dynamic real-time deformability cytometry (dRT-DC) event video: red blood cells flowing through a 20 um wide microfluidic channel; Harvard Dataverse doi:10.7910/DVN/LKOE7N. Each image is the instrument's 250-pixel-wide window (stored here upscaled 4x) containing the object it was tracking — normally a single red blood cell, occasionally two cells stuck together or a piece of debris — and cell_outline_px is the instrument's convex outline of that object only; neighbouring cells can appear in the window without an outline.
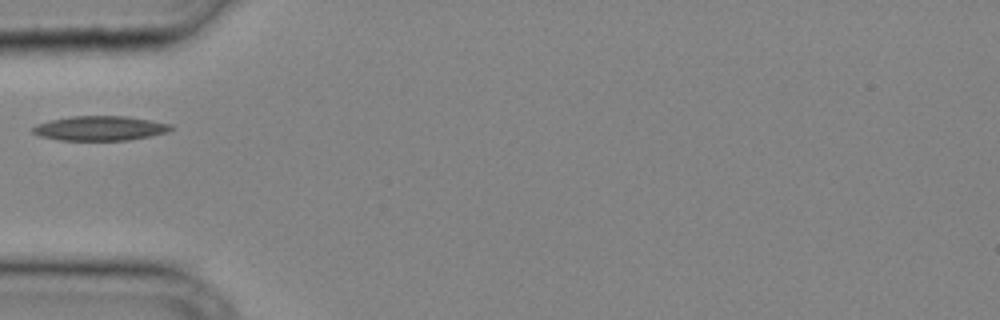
{"species": "common noctule bat (a hibernating species)", "species_latin": "Nyctalus noctula", "temperature_condition": "cold", "stored_images_in_passage": 21, "camera_frame_rate_fps": 3000, "um_per_image_px": 0.085, "animal": {"sex": "male", "body_mass_g": 20.4}, "frame": {"image": 1, "passage_image": 1, "time_ms": 0.0, "image_size_px": [1000, 320], "cell_outline_px": [[172, 128], [168, 132], [128, 140], [60, 140], [40, 136], [32, 132], [32, 128], [36, 124], [52, 120], [72, 116], [128, 116], [172, 124]], "centroid_in_image_um": [8.5, 10.9], "position_along_channel_um": 76.5, "area_um2": 19.65}}
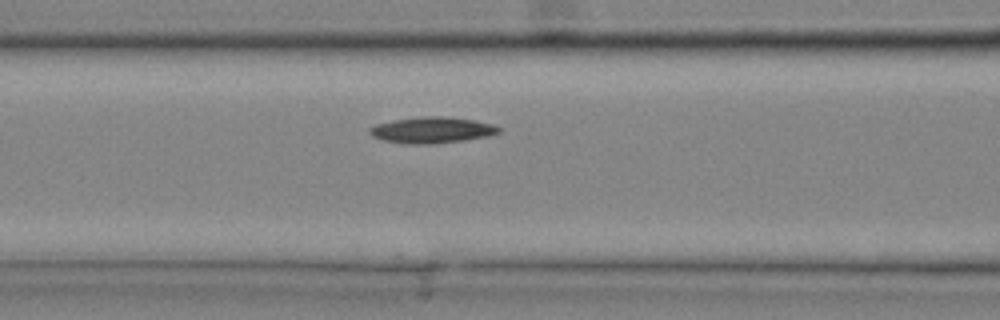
{"frame": {"image": 2, "passage_image": 4, "time_ms": 1.0, "image_size_px": [1000, 320], "cell_outline_px": [[504, 128], [500, 132], [488, 136], [464, 140], [432, 144], [404, 144], [384, 140], [372, 136], [368, 132], [368, 128], [376, 124], [392, 120], [424, 116], [444, 116], [472, 120], [492, 124]], "centroid_in_image_um": [36.71, 11.06], "position_along_channel_um": 129.9, "area_um2": 19.77}}